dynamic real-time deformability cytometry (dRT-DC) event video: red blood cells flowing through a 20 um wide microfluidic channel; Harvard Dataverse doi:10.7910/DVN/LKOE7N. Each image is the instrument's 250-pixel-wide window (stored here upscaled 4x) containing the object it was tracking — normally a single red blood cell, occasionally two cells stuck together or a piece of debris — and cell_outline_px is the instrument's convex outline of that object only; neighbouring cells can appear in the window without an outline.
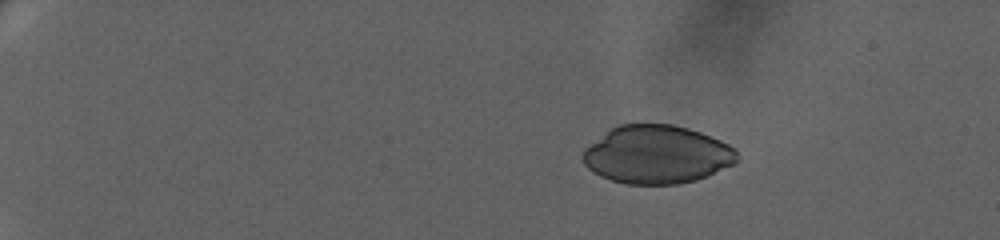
{"species": "human", "species_latin": "Homo sapiens", "temperature_condition": "warm", "stored_images_in_passage": 54, "camera_frame_rate_fps": 3000, "um_per_image_px": 0.085, "donor": {"sex": "female"}, "frame": {"image": 1, "passage_image": 1, "time_ms": 0.0, "image_size_px": [1000, 240], "cell_outline_px": [[740, 160], [708, 176], [696, 180], [676, 184], [628, 184], [612, 180], [600, 176], [592, 172], [584, 164], [584, 148], [612, 128], [620, 124], [672, 124], [688, 128], [700, 132], [720, 140], [736, 148]], "centroid_in_image_um": [55.86, 13.14], "position_along_channel_um": 29.1, "area_um2": 52.25}}
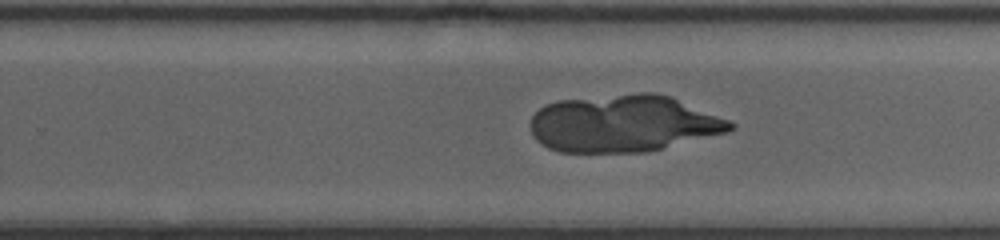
{"frame": {"image": 2, "passage_image": 35, "time_ms": 11.333, "image_size_px": [1000, 240], "cell_outline_px": [[736, 128], [728, 132], [648, 152], [560, 152], [548, 148], [540, 144], [532, 136], [528, 124], [532, 116], [544, 104], [560, 100], [636, 92], [656, 92], [672, 96], [728, 120], [736, 124]], "centroid_in_image_um": [52.97, 10.49], "position_along_channel_um": 276.8, "area_um2": 67.11}}
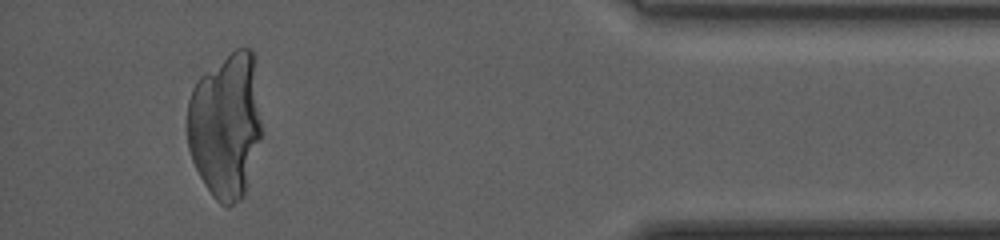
{"frame": {"image": 3, "passage_image": 51, "time_ms": 16.667, "image_size_px": [1000, 240], "cell_outline_px": [[260, 136], [244, 196], [240, 200], [228, 208], [220, 204], [212, 196], [204, 184], [192, 160], [188, 148], [188, 100], [192, 88], [196, 80], [200, 76], [236, 48], [252, 48], [260, 120]], "centroid_in_image_um": [19.14, 10.69], "position_along_channel_um": 416.1, "area_um2": 62.48}}